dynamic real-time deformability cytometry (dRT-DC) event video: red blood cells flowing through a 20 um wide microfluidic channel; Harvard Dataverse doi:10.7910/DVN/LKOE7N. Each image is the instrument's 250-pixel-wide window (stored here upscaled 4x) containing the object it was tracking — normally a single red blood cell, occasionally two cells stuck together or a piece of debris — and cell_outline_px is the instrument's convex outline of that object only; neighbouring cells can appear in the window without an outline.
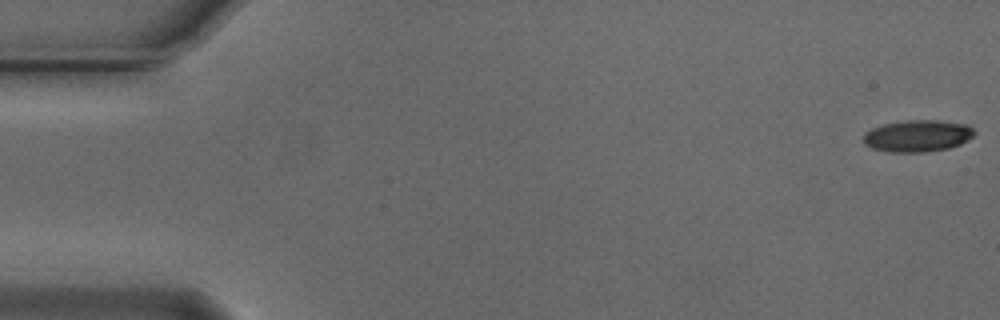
{"species": "Egyptian fruit bat (a non-hibernating species)", "species_latin": "Rousettus aegyptiacus", "temperature_condition": "cold", "stored_images_in_passage": 19, "camera_frame_rate_fps": 3000, "um_per_image_px": 0.085, "animal": {"sex": "male"}, "frame": {"image": 1, "passage_image": 1, "time_ms": 0.0, "image_size_px": [1000, 320], "cell_outline_px": [[976, 132], [972, 136], [960, 144], [948, 148], [924, 152], [892, 152], [872, 148], [864, 144], [864, 132], [872, 128], [884, 124], [908, 120], [936, 120], [968, 124]], "centroid_in_image_um": [77.99, 11.54], "position_along_channel_um": 7.0, "area_um2": 20.46}}
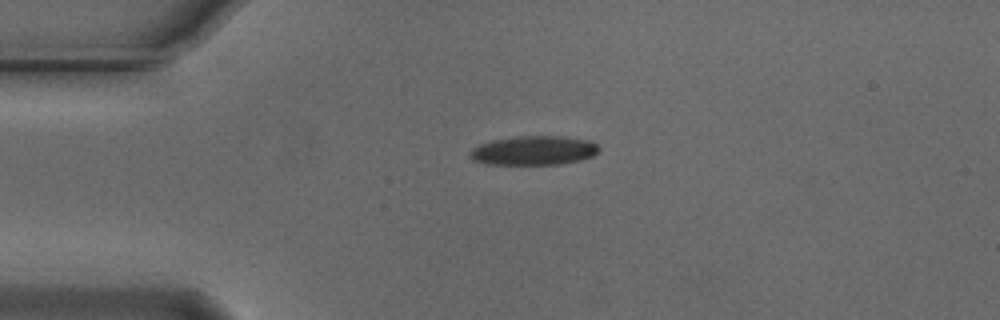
{"frame": {"image": 2, "passage_image": 13, "time_ms": 4.0, "image_size_px": [1000, 320], "cell_outline_px": [[600, 148], [592, 156], [580, 160], [560, 164], [488, 164], [472, 160], [468, 152], [472, 148], [480, 144], [492, 140], [516, 136], [564, 136], [592, 140]], "centroid_in_image_um": [45.37, 12.78], "position_along_channel_um": 39.6, "area_um2": 22.02}}
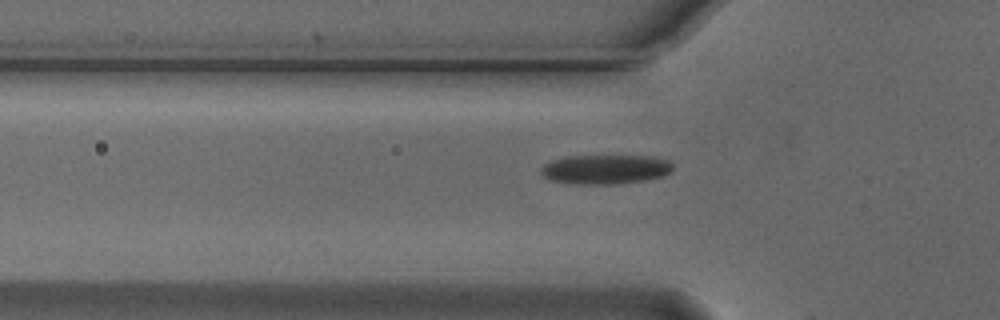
{"frame": {"image": 3, "passage_image": 18, "time_ms": 5.667, "image_size_px": [1000, 320], "cell_outline_px": [[672, 168], [664, 176], [644, 180], [616, 184], [572, 184], [548, 180], [540, 172], [540, 168], [544, 164], [552, 160], [564, 156], [652, 156], [668, 160], [672, 164]], "centroid_in_image_um": [51.41, 14.39], "position_along_channel_um": 74.4, "area_um2": 22.72}}